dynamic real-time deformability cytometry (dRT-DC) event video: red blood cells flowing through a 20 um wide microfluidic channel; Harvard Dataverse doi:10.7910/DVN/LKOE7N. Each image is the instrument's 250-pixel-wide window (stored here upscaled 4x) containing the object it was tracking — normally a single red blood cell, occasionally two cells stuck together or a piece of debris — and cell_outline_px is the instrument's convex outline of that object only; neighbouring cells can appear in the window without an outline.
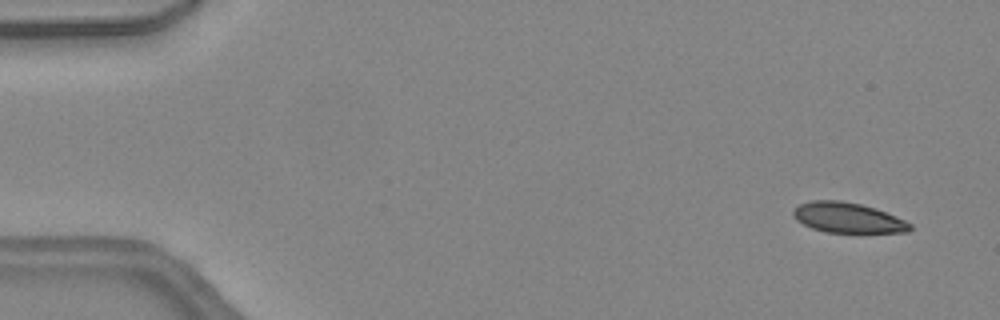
{"species": "common noctule bat (a hibernating species)", "species_latin": "Nyctalus noctula", "temperature_condition": "warm", "stored_images_in_passage": 11, "camera_frame_rate_fps": 3000, "um_per_image_px": 0.085, "animal": {"sex": "female", "body_mass_g": 24.6, "forearm_length_mm": 56.2}, "frame": {"image": 1, "passage_image": 3, "time_ms": 0.667, "image_size_px": [1000, 320], "cell_outline_px": [[912, 228], [908, 232], [824, 232], [812, 228], [796, 220], [792, 216], [792, 212], [800, 204], [812, 200], [840, 200], [860, 204], [876, 208], [904, 220], [912, 224]], "centroid_in_image_um": [72.05, 18.5], "position_along_channel_um": 13.0, "area_um2": 20.46}}